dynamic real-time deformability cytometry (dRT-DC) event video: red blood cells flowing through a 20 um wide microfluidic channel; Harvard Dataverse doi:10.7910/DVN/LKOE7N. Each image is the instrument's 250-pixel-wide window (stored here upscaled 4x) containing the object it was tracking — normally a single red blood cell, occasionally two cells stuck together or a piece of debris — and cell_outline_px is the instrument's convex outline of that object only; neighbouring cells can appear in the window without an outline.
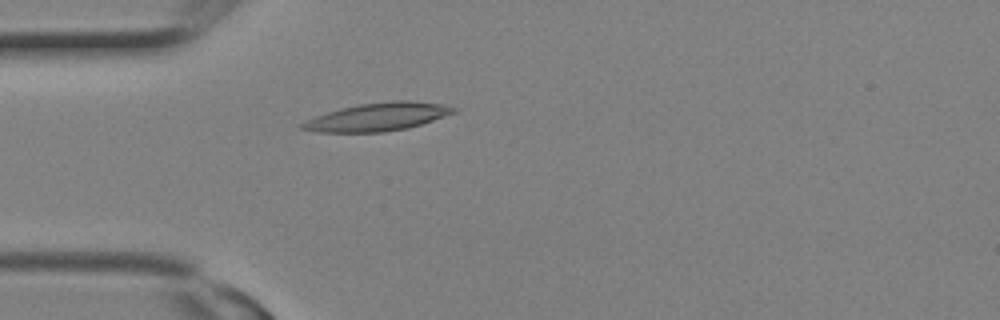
{"species": "Egyptian fruit bat (a non-hibernating species)", "species_latin": "Rousettus aegyptiacus", "temperature_condition": "room temperature", "stored_images_in_passage": 2, "camera_frame_rate_fps": 3000, "um_per_image_px": 0.085, "animal": {"sex": "female"}, "frame": {"image": 1, "passage_image": 2, "time_ms": 0.333, "image_size_px": [1000, 320], "cell_outline_px": [[460, 108], [456, 112], [408, 128], [384, 132], [316, 132], [300, 128], [300, 124], [316, 116], [340, 108], [360, 104], [396, 100], [408, 100], [440, 104]], "centroid_in_image_um": [32.12, 9.93], "position_along_channel_um": 52.9, "area_um2": 24.51}}